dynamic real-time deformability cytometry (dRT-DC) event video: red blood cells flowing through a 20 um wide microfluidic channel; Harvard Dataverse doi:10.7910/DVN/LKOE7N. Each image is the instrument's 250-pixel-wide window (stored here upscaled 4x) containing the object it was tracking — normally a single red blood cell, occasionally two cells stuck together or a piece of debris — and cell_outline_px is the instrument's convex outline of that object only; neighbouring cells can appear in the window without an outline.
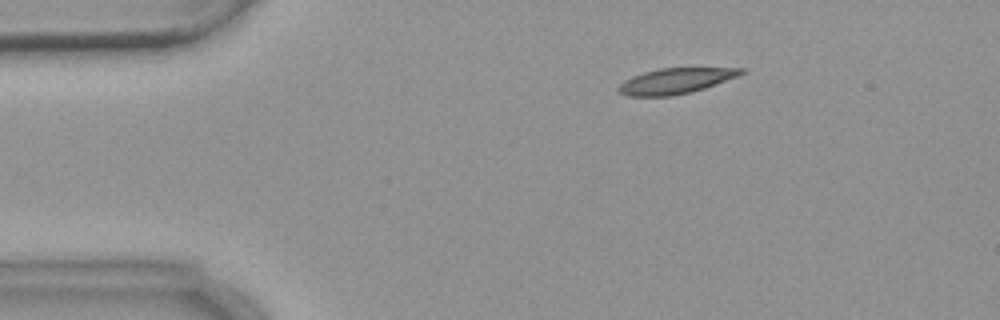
{"species": "common noctule bat (a hibernating species)", "species_latin": "Nyctalus noctula", "temperature_condition": "warm", "stored_images_in_passage": 4, "camera_frame_rate_fps": 3000, "um_per_image_px": 0.085, "animal": {"sex": "female", "body_mass_g": 18.4}, "frame": {"image": 1, "passage_image": 2, "time_ms": 1.0, "image_size_px": [1000, 320], "cell_outline_px": [[748, 72], [740, 76], [692, 92], [672, 96], [628, 96], [620, 92], [616, 88], [624, 80], [632, 76], [644, 72], [660, 68], [748, 68]], "centroid_in_image_um": [57.48, 6.87], "position_along_channel_um": 27.5, "area_um2": 18.44}}